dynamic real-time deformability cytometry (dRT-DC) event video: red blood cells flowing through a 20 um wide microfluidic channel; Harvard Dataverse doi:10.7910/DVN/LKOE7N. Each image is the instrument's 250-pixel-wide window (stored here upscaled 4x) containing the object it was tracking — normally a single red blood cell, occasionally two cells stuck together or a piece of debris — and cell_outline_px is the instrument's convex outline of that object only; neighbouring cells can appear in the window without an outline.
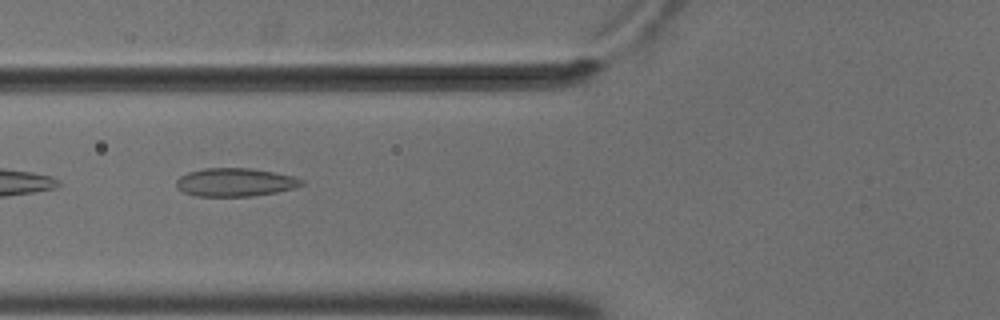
{"species": "common noctule bat (a hibernating species)", "species_latin": "Nyctalus noctula", "temperature_condition": "cold", "stored_images_in_passage": 10, "camera_frame_rate_fps": 3000, "um_per_image_px": 0.085, "animal": {"sex": "male", "body_mass_g": 18.8}, "frame": {"image": 1, "passage_image": 6, "time_ms": 1.667, "image_size_px": [1000, 320], "cell_outline_px": [[304, 184], [296, 188], [276, 192], [252, 196], [196, 196], [184, 192], [176, 184], [176, 180], [180, 176], [188, 172], [204, 168], [252, 168], [292, 176], [304, 180]], "centroid_in_image_um": [20.01, 15.49], "position_along_channel_um": 105.8, "area_um2": 20.58}}
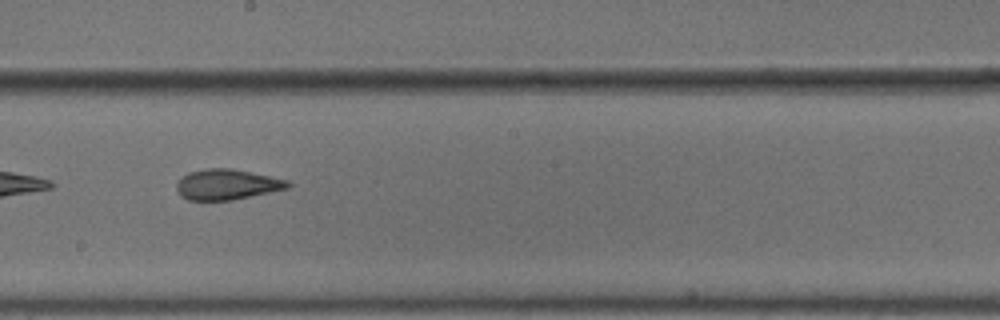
{"frame": {"image": 2, "passage_image": 9, "time_ms": 2.667, "image_size_px": [1000, 320], "cell_outline_px": [[292, 184], [288, 188], [232, 200], [188, 200], [180, 196], [176, 188], [176, 184], [188, 172], [208, 168], [232, 168], [288, 180]], "centroid_in_image_um": [19.28, 15.68], "position_along_channel_um": 228.9, "area_um2": 19.65}}
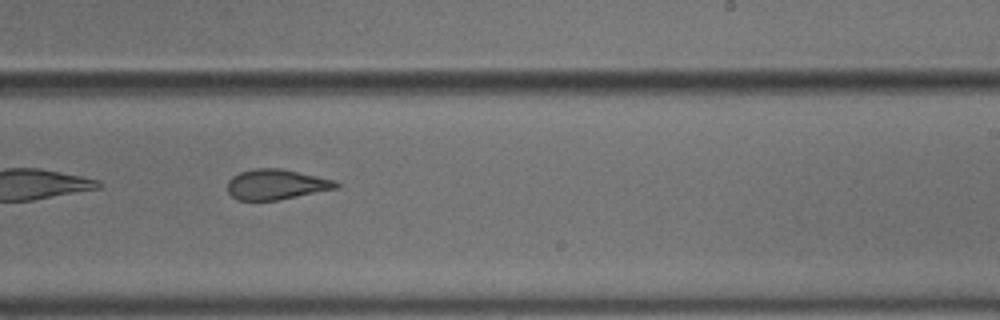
{"frame": {"image": 3, "passage_image": 10, "time_ms": 3.0, "image_size_px": [1000, 320], "cell_outline_px": [[340, 188], [280, 200], [236, 200], [228, 192], [228, 180], [232, 176], [240, 172], [256, 168], [280, 168], [336, 180], [340, 184]], "centroid_in_image_um": [23.51, 15.68], "position_along_channel_um": 265.5, "area_um2": 19.36}}